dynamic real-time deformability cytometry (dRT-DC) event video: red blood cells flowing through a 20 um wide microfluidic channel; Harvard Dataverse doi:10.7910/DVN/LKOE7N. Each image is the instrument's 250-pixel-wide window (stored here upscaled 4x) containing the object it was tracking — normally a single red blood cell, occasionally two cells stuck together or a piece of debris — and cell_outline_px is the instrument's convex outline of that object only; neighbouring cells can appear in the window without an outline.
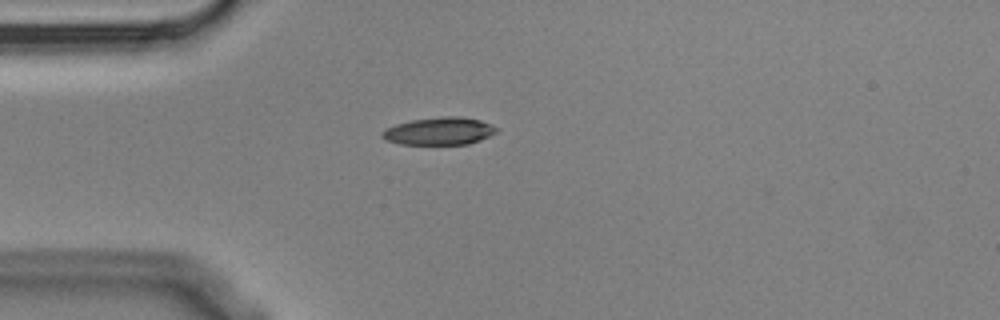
{"species": "Egyptian fruit bat (a non-hibernating species)", "species_latin": "Rousettus aegyptiacus", "temperature_condition": "cold", "stored_images_in_passage": 4, "camera_frame_rate_fps": 3000, "um_per_image_px": 0.085, "animal": {"sex": "male"}, "frame": {"image": 1, "passage_image": 4, "time_ms": 1.0, "image_size_px": [1000, 320], "cell_outline_px": [[496, 132], [480, 140], [468, 144], [400, 144], [384, 140], [380, 136], [380, 132], [396, 124], [412, 120], [444, 116], [460, 116], [480, 120], [496, 128]], "centroid_in_image_um": [37.28, 11.15], "position_along_channel_um": 47.7, "area_um2": 18.21}}